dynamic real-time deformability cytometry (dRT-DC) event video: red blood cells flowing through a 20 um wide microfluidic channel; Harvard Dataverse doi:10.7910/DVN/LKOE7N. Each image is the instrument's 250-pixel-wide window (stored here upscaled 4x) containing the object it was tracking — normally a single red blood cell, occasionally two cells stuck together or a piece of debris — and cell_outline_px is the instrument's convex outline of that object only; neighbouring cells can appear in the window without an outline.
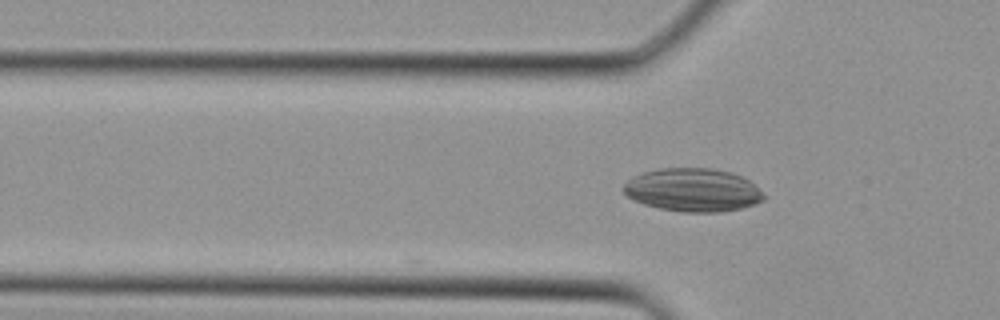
{"species": "Egyptian fruit bat (a non-hibernating species)", "species_latin": "Rousettus aegyptiacus", "temperature_condition": "cold", "stored_images_in_passage": 5, "camera_frame_rate_fps": 3000, "um_per_image_px": 0.085, "animal": {"sex": "female"}, "frame": {"image": 1, "passage_image": 5, "time_ms": 1.333, "image_size_px": [1000, 320], "cell_outline_px": [[764, 200], [756, 204], [740, 208], [720, 212], [680, 212], [660, 208], [644, 204], [628, 196], [624, 192], [624, 184], [632, 176], [644, 172], [660, 168], [712, 168], [732, 172], [748, 180], [764, 196]], "centroid_in_image_um": [58.88, 16.14], "position_along_channel_um": 66.9, "area_um2": 35.08}}